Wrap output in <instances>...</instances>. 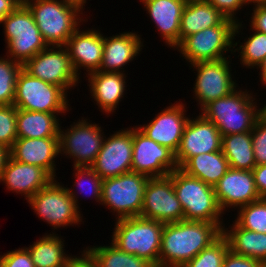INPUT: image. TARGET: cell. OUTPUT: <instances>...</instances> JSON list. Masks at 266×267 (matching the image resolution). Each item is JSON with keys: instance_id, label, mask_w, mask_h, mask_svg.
Instances as JSON below:
<instances>
[{"instance_id": "6da1fadb", "label": "cell", "mask_w": 266, "mask_h": 267, "mask_svg": "<svg viewBox=\"0 0 266 267\" xmlns=\"http://www.w3.org/2000/svg\"><path fill=\"white\" fill-rule=\"evenodd\" d=\"M223 223L179 221L165 223L162 230L159 267H181L214 242Z\"/></svg>"}, {"instance_id": "7a4b0ae2", "label": "cell", "mask_w": 266, "mask_h": 267, "mask_svg": "<svg viewBox=\"0 0 266 267\" xmlns=\"http://www.w3.org/2000/svg\"><path fill=\"white\" fill-rule=\"evenodd\" d=\"M112 243L120 250L133 254L159 267L163 222L140 216L117 219Z\"/></svg>"}, {"instance_id": "3957f363", "label": "cell", "mask_w": 266, "mask_h": 267, "mask_svg": "<svg viewBox=\"0 0 266 267\" xmlns=\"http://www.w3.org/2000/svg\"><path fill=\"white\" fill-rule=\"evenodd\" d=\"M234 90L229 95L207 104L201 114L210 120L219 130L221 136L251 132L261 109L253 102L255 98L247 90ZM256 105V106H255Z\"/></svg>"}, {"instance_id": "277c9868", "label": "cell", "mask_w": 266, "mask_h": 267, "mask_svg": "<svg viewBox=\"0 0 266 267\" xmlns=\"http://www.w3.org/2000/svg\"><path fill=\"white\" fill-rule=\"evenodd\" d=\"M32 1V2H31ZM48 46H65L82 20L78 7L62 0H22ZM80 18V19H79ZM80 20V21H78Z\"/></svg>"}, {"instance_id": "5b68a950", "label": "cell", "mask_w": 266, "mask_h": 267, "mask_svg": "<svg viewBox=\"0 0 266 267\" xmlns=\"http://www.w3.org/2000/svg\"><path fill=\"white\" fill-rule=\"evenodd\" d=\"M169 176L172 178L177 199L184 210L185 221L223 223L220 221L223 212L213 186L187 175L179 168L172 171Z\"/></svg>"}, {"instance_id": "8992f818", "label": "cell", "mask_w": 266, "mask_h": 267, "mask_svg": "<svg viewBox=\"0 0 266 267\" xmlns=\"http://www.w3.org/2000/svg\"><path fill=\"white\" fill-rule=\"evenodd\" d=\"M8 48V58L24 64L48 45L35 23L29 8L21 2L1 22Z\"/></svg>"}, {"instance_id": "52a82bcc", "label": "cell", "mask_w": 266, "mask_h": 267, "mask_svg": "<svg viewBox=\"0 0 266 267\" xmlns=\"http://www.w3.org/2000/svg\"><path fill=\"white\" fill-rule=\"evenodd\" d=\"M242 24L227 18L222 24L206 28L184 38L175 48L190 64L200 61H216L227 58L230 48L237 46L233 39L239 33ZM233 45V46H232Z\"/></svg>"}, {"instance_id": "ba28073f", "label": "cell", "mask_w": 266, "mask_h": 267, "mask_svg": "<svg viewBox=\"0 0 266 267\" xmlns=\"http://www.w3.org/2000/svg\"><path fill=\"white\" fill-rule=\"evenodd\" d=\"M55 179L34 194L28 203L43 220L54 229L78 224L82 220L78 197L71 188H66ZM74 192V193H73Z\"/></svg>"}, {"instance_id": "9c48e42d", "label": "cell", "mask_w": 266, "mask_h": 267, "mask_svg": "<svg viewBox=\"0 0 266 267\" xmlns=\"http://www.w3.org/2000/svg\"><path fill=\"white\" fill-rule=\"evenodd\" d=\"M149 177L133 171L103 180L101 205L116 212L118 219L140 216Z\"/></svg>"}, {"instance_id": "30bf717a", "label": "cell", "mask_w": 266, "mask_h": 267, "mask_svg": "<svg viewBox=\"0 0 266 267\" xmlns=\"http://www.w3.org/2000/svg\"><path fill=\"white\" fill-rule=\"evenodd\" d=\"M66 94L61 87L36 78L22 68L17 77L13 105L27 111L65 113L69 110Z\"/></svg>"}, {"instance_id": "8fae6325", "label": "cell", "mask_w": 266, "mask_h": 267, "mask_svg": "<svg viewBox=\"0 0 266 267\" xmlns=\"http://www.w3.org/2000/svg\"><path fill=\"white\" fill-rule=\"evenodd\" d=\"M23 69L36 78L61 87L65 92L76 86L80 78L73 69L66 46H47L27 60Z\"/></svg>"}, {"instance_id": "7c38bea8", "label": "cell", "mask_w": 266, "mask_h": 267, "mask_svg": "<svg viewBox=\"0 0 266 267\" xmlns=\"http://www.w3.org/2000/svg\"><path fill=\"white\" fill-rule=\"evenodd\" d=\"M140 217L163 223L184 220V210L177 199L173 181L169 175L148 179Z\"/></svg>"}, {"instance_id": "4fadbf2b", "label": "cell", "mask_w": 266, "mask_h": 267, "mask_svg": "<svg viewBox=\"0 0 266 267\" xmlns=\"http://www.w3.org/2000/svg\"><path fill=\"white\" fill-rule=\"evenodd\" d=\"M101 132V127L90 124L83 118L77 123L74 122L65 132L59 129L60 154L64 153L73 158V167L91 166L103 144L104 137Z\"/></svg>"}, {"instance_id": "5bb4252c", "label": "cell", "mask_w": 266, "mask_h": 267, "mask_svg": "<svg viewBox=\"0 0 266 267\" xmlns=\"http://www.w3.org/2000/svg\"><path fill=\"white\" fill-rule=\"evenodd\" d=\"M178 169L175 153L133 127L132 171L149 178L163 177Z\"/></svg>"}, {"instance_id": "9a60e30c", "label": "cell", "mask_w": 266, "mask_h": 267, "mask_svg": "<svg viewBox=\"0 0 266 267\" xmlns=\"http://www.w3.org/2000/svg\"><path fill=\"white\" fill-rule=\"evenodd\" d=\"M228 58L193 63L197 71L194 92L201 110L210 102L233 92L237 85L232 80Z\"/></svg>"}, {"instance_id": "2e32d148", "label": "cell", "mask_w": 266, "mask_h": 267, "mask_svg": "<svg viewBox=\"0 0 266 267\" xmlns=\"http://www.w3.org/2000/svg\"><path fill=\"white\" fill-rule=\"evenodd\" d=\"M132 154L133 127L105 137L101 150L90 167L103 180L117 177L132 171Z\"/></svg>"}, {"instance_id": "e0dca14e", "label": "cell", "mask_w": 266, "mask_h": 267, "mask_svg": "<svg viewBox=\"0 0 266 267\" xmlns=\"http://www.w3.org/2000/svg\"><path fill=\"white\" fill-rule=\"evenodd\" d=\"M221 144V133L210 120L202 114L189 118L175 153L178 168L195 155L221 151Z\"/></svg>"}, {"instance_id": "ac0fdd59", "label": "cell", "mask_w": 266, "mask_h": 267, "mask_svg": "<svg viewBox=\"0 0 266 267\" xmlns=\"http://www.w3.org/2000/svg\"><path fill=\"white\" fill-rule=\"evenodd\" d=\"M218 204L224 214L226 207L240 208L260 200L253 172L229 168L226 174L213 186Z\"/></svg>"}, {"instance_id": "d6986e66", "label": "cell", "mask_w": 266, "mask_h": 267, "mask_svg": "<svg viewBox=\"0 0 266 267\" xmlns=\"http://www.w3.org/2000/svg\"><path fill=\"white\" fill-rule=\"evenodd\" d=\"M185 112L183 103L177 102L163 109L149 124L137 126V128L148 138L176 153L189 120L184 115Z\"/></svg>"}, {"instance_id": "ffe728a7", "label": "cell", "mask_w": 266, "mask_h": 267, "mask_svg": "<svg viewBox=\"0 0 266 267\" xmlns=\"http://www.w3.org/2000/svg\"><path fill=\"white\" fill-rule=\"evenodd\" d=\"M60 154L59 137L17 138L10 156L21 163L35 165L56 177L55 158Z\"/></svg>"}, {"instance_id": "44dd1931", "label": "cell", "mask_w": 266, "mask_h": 267, "mask_svg": "<svg viewBox=\"0 0 266 267\" xmlns=\"http://www.w3.org/2000/svg\"><path fill=\"white\" fill-rule=\"evenodd\" d=\"M53 178L41 167L14 160L11 156L2 171L0 182H4L8 190L23 194L28 201L42 188L48 186Z\"/></svg>"}, {"instance_id": "7402d4cb", "label": "cell", "mask_w": 266, "mask_h": 267, "mask_svg": "<svg viewBox=\"0 0 266 267\" xmlns=\"http://www.w3.org/2000/svg\"><path fill=\"white\" fill-rule=\"evenodd\" d=\"M103 42V34L93 29L80 31L78 28L68 39L65 46L68 49L73 69L78 76L81 67L87 69V74L100 69L104 51Z\"/></svg>"}, {"instance_id": "603a6c76", "label": "cell", "mask_w": 266, "mask_h": 267, "mask_svg": "<svg viewBox=\"0 0 266 267\" xmlns=\"http://www.w3.org/2000/svg\"><path fill=\"white\" fill-rule=\"evenodd\" d=\"M152 21L157 24L166 44L172 48L180 43L181 16L185 0H141Z\"/></svg>"}, {"instance_id": "cb8c5ba5", "label": "cell", "mask_w": 266, "mask_h": 267, "mask_svg": "<svg viewBox=\"0 0 266 267\" xmlns=\"http://www.w3.org/2000/svg\"><path fill=\"white\" fill-rule=\"evenodd\" d=\"M136 33L125 32L120 35L105 37L103 42V56L100 69L103 72H123L120 69L132 61L143 46Z\"/></svg>"}, {"instance_id": "d4e9b609", "label": "cell", "mask_w": 266, "mask_h": 267, "mask_svg": "<svg viewBox=\"0 0 266 267\" xmlns=\"http://www.w3.org/2000/svg\"><path fill=\"white\" fill-rule=\"evenodd\" d=\"M125 73L94 71L88 74L92 98L102 111L111 113L116 110L125 91ZM91 86V87H90Z\"/></svg>"}, {"instance_id": "484cf974", "label": "cell", "mask_w": 266, "mask_h": 267, "mask_svg": "<svg viewBox=\"0 0 266 267\" xmlns=\"http://www.w3.org/2000/svg\"><path fill=\"white\" fill-rule=\"evenodd\" d=\"M227 19L208 1L186 2L180 23V42L206 28L218 26Z\"/></svg>"}, {"instance_id": "4316f807", "label": "cell", "mask_w": 266, "mask_h": 267, "mask_svg": "<svg viewBox=\"0 0 266 267\" xmlns=\"http://www.w3.org/2000/svg\"><path fill=\"white\" fill-rule=\"evenodd\" d=\"M56 115L58 116L56 113L17 109V138L59 137L61 126Z\"/></svg>"}, {"instance_id": "83f0119b", "label": "cell", "mask_w": 266, "mask_h": 267, "mask_svg": "<svg viewBox=\"0 0 266 267\" xmlns=\"http://www.w3.org/2000/svg\"><path fill=\"white\" fill-rule=\"evenodd\" d=\"M179 169L211 186L216 185L229 169L222 151L198 154L189 158Z\"/></svg>"}, {"instance_id": "f1b7e54d", "label": "cell", "mask_w": 266, "mask_h": 267, "mask_svg": "<svg viewBox=\"0 0 266 267\" xmlns=\"http://www.w3.org/2000/svg\"><path fill=\"white\" fill-rule=\"evenodd\" d=\"M230 230L222 229L227 238L229 249L241 256L252 257L266 265V234L241 228L233 222Z\"/></svg>"}, {"instance_id": "f546056e", "label": "cell", "mask_w": 266, "mask_h": 267, "mask_svg": "<svg viewBox=\"0 0 266 267\" xmlns=\"http://www.w3.org/2000/svg\"><path fill=\"white\" fill-rule=\"evenodd\" d=\"M221 151L229 168L252 171L256 166L251 132L222 136Z\"/></svg>"}, {"instance_id": "4dcf8cb0", "label": "cell", "mask_w": 266, "mask_h": 267, "mask_svg": "<svg viewBox=\"0 0 266 267\" xmlns=\"http://www.w3.org/2000/svg\"><path fill=\"white\" fill-rule=\"evenodd\" d=\"M64 241L54 233L45 235L26 249L35 267H65L73 264L75 256L64 253Z\"/></svg>"}, {"instance_id": "1f68e13d", "label": "cell", "mask_w": 266, "mask_h": 267, "mask_svg": "<svg viewBox=\"0 0 266 267\" xmlns=\"http://www.w3.org/2000/svg\"><path fill=\"white\" fill-rule=\"evenodd\" d=\"M98 267H153L146 260L120 250L112 242L110 246H94L83 250Z\"/></svg>"}, {"instance_id": "d6a6232c", "label": "cell", "mask_w": 266, "mask_h": 267, "mask_svg": "<svg viewBox=\"0 0 266 267\" xmlns=\"http://www.w3.org/2000/svg\"><path fill=\"white\" fill-rule=\"evenodd\" d=\"M235 222L244 229L266 234V198L240 207Z\"/></svg>"}, {"instance_id": "836d02e7", "label": "cell", "mask_w": 266, "mask_h": 267, "mask_svg": "<svg viewBox=\"0 0 266 267\" xmlns=\"http://www.w3.org/2000/svg\"><path fill=\"white\" fill-rule=\"evenodd\" d=\"M23 64L10 58H0V105H13L17 77Z\"/></svg>"}, {"instance_id": "e575fe53", "label": "cell", "mask_w": 266, "mask_h": 267, "mask_svg": "<svg viewBox=\"0 0 266 267\" xmlns=\"http://www.w3.org/2000/svg\"><path fill=\"white\" fill-rule=\"evenodd\" d=\"M228 250V240L221 234L208 247L203 249L197 256L181 267H222Z\"/></svg>"}, {"instance_id": "d590c367", "label": "cell", "mask_w": 266, "mask_h": 267, "mask_svg": "<svg viewBox=\"0 0 266 267\" xmlns=\"http://www.w3.org/2000/svg\"><path fill=\"white\" fill-rule=\"evenodd\" d=\"M254 31V34L248 37L239 49L237 48V51L241 49V64L249 68H254V66L258 68V65L266 57V34L257 30Z\"/></svg>"}, {"instance_id": "8d00e7d4", "label": "cell", "mask_w": 266, "mask_h": 267, "mask_svg": "<svg viewBox=\"0 0 266 267\" xmlns=\"http://www.w3.org/2000/svg\"><path fill=\"white\" fill-rule=\"evenodd\" d=\"M16 113L14 105H0V145L9 149L17 139Z\"/></svg>"}, {"instance_id": "74e56055", "label": "cell", "mask_w": 266, "mask_h": 267, "mask_svg": "<svg viewBox=\"0 0 266 267\" xmlns=\"http://www.w3.org/2000/svg\"><path fill=\"white\" fill-rule=\"evenodd\" d=\"M74 169L77 171V172L75 171V175L77 178V180H75V181H77V182H75V184L77 186L81 187V186H83L82 179L83 180L85 179L86 185H87V182L89 184L88 185L89 189H87V188L86 189L89 190V192L93 195L91 197L92 198L94 197V199L97 200L96 202H100V204H101L103 179L90 166L74 167ZM83 189H82L81 193H85Z\"/></svg>"}, {"instance_id": "f35d334b", "label": "cell", "mask_w": 266, "mask_h": 267, "mask_svg": "<svg viewBox=\"0 0 266 267\" xmlns=\"http://www.w3.org/2000/svg\"><path fill=\"white\" fill-rule=\"evenodd\" d=\"M256 165L266 164V119L261 115L251 131Z\"/></svg>"}, {"instance_id": "ab89813d", "label": "cell", "mask_w": 266, "mask_h": 267, "mask_svg": "<svg viewBox=\"0 0 266 267\" xmlns=\"http://www.w3.org/2000/svg\"><path fill=\"white\" fill-rule=\"evenodd\" d=\"M0 267H35L31 255L26 249L19 248L0 256Z\"/></svg>"}, {"instance_id": "60d3db41", "label": "cell", "mask_w": 266, "mask_h": 267, "mask_svg": "<svg viewBox=\"0 0 266 267\" xmlns=\"http://www.w3.org/2000/svg\"><path fill=\"white\" fill-rule=\"evenodd\" d=\"M217 10H219L227 18L238 22L234 14L240 8L242 9L243 4L247 5L246 0H207Z\"/></svg>"}, {"instance_id": "b9f144b4", "label": "cell", "mask_w": 266, "mask_h": 267, "mask_svg": "<svg viewBox=\"0 0 266 267\" xmlns=\"http://www.w3.org/2000/svg\"><path fill=\"white\" fill-rule=\"evenodd\" d=\"M265 265L252 257L241 256L230 249L225 255L222 267H264Z\"/></svg>"}, {"instance_id": "7bdbcfd3", "label": "cell", "mask_w": 266, "mask_h": 267, "mask_svg": "<svg viewBox=\"0 0 266 267\" xmlns=\"http://www.w3.org/2000/svg\"><path fill=\"white\" fill-rule=\"evenodd\" d=\"M251 19V29L266 34V5H256L253 8Z\"/></svg>"}, {"instance_id": "ee69618b", "label": "cell", "mask_w": 266, "mask_h": 267, "mask_svg": "<svg viewBox=\"0 0 266 267\" xmlns=\"http://www.w3.org/2000/svg\"><path fill=\"white\" fill-rule=\"evenodd\" d=\"M252 172L260 198H266V164L256 165Z\"/></svg>"}, {"instance_id": "f6af8a7d", "label": "cell", "mask_w": 266, "mask_h": 267, "mask_svg": "<svg viewBox=\"0 0 266 267\" xmlns=\"http://www.w3.org/2000/svg\"><path fill=\"white\" fill-rule=\"evenodd\" d=\"M21 2L22 0H0V24Z\"/></svg>"}, {"instance_id": "bcb514c9", "label": "cell", "mask_w": 266, "mask_h": 267, "mask_svg": "<svg viewBox=\"0 0 266 267\" xmlns=\"http://www.w3.org/2000/svg\"><path fill=\"white\" fill-rule=\"evenodd\" d=\"M73 267H98L95 262L83 251L81 257H76L73 261Z\"/></svg>"}, {"instance_id": "7dc6e473", "label": "cell", "mask_w": 266, "mask_h": 267, "mask_svg": "<svg viewBox=\"0 0 266 267\" xmlns=\"http://www.w3.org/2000/svg\"><path fill=\"white\" fill-rule=\"evenodd\" d=\"M9 158H10V149L6 146L0 145V177L2 171L6 167Z\"/></svg>"}, {"instance_id": "c3c4849f", "label": "cell", "mask_w": 266, "mask_h": 267, "mask_svg": "<svg viewBox=\"0 0 266 267\" xmlns=\"http://www.w3.org/2000/svg\"><path fill=\"white\" fill-rule=\"evenodd\" d=\"M261 73L259 75H261V82L263 84H265L266 86V57L263 59V61L258 65Z\"/></svg>"}, {"instance_id": "681fc988", "label": "cell", "mask_w": 266, "mask_h": 267, "mask_svg": "<svg viewBox=\"0 0 266 267\" xmlns=\"http://www.w3.org/2000/svg\"><path fill=\"white\" fill-rule=\"evenodd\" d=\"M63 2L69 3L71 5H74L78 7L80 10H82L85 6L86 0H62Z\"/></svg>"}, {"instance_id": "f907efd6", "label": "cell", "mask_w": 266, "mask_h": 267, "mask_svg": "<svg viewBox=\"0 0 266 267\" xmlns=\"http://www.w3.org/2000/svg\"><path fill=\"white\" fill-rule=\"evenodd\" d=\"M247 5L249 3H254L253 5H266V0H246ZM257 3V4H256Z\"/></svg>"}, {"instance_id": "816d5d0a", "label": "cell", "mask_w": 266, "mask_h": 267, "mask_svg": "<svg viewBox=\"0 0 266 267\" xmlns=\"http://www.w3.org/2000/svg\"><path fill=\"white\" fill-rule=\"evenodd\" d=\"M265 105L263 108H261V115L266 119V106Z\"/></svg>"}, {"instance_id": "f5cc1de1", "label": "cell", "mask_w": 266, "mask_h": 267, "mask_svg": "<svg viewBox=\"0 0 266 267\" xmlns=\"http://www.w3.org/2000/svg\"><path fill=\"white\" fill-rule=\"evenodd\" d=\"M186 2H190V1H207V0H185Z\"/></svg>"}, {"instance_id": "db71d44e", "label": "cell", "mask_w": 266, "mask_h": 267, "mask_svg": "<svg viewBox=\"0 0 266 267\" xmlns=\"http://www.w3.org/2000/svg\"><path fill=\"white\" fill-rule=\"evenodd\" d=\"M65 267H73V264H67Z\"/></svg>"}]
</instances>
